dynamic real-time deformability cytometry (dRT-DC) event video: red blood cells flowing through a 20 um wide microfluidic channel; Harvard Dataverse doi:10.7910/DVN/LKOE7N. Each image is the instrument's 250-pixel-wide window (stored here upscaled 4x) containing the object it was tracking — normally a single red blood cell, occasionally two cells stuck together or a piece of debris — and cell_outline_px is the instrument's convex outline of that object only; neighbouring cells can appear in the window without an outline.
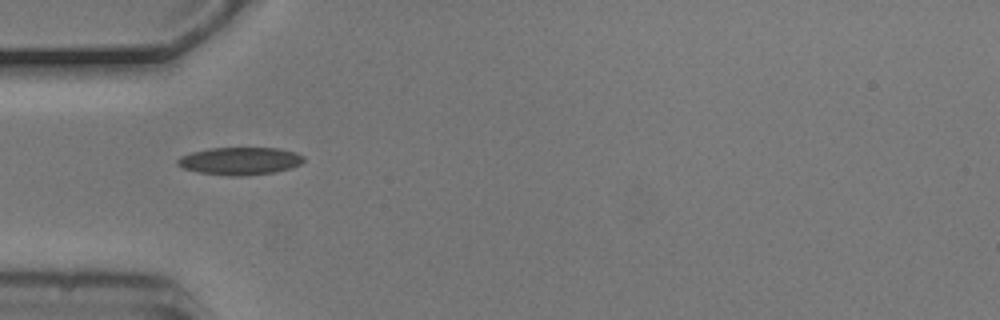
{"species": "common noctule bat (a hibernating species)", "species_latin": "Nyctalus noctula", "temperature_condition": "cold", "stored_images_in_passage": 7, "camera_frame_rate_fps": 3000, "um_per_image_px": 0.085, "animal": {"sex": "male", "body_mass_g": 20.5, "forearm_length_mm": 52.5}, "frame": {"image": 1, "passage_image": 1, "time_ms": 0.0, "image_size_px": [1000, 320], "cell_outline_px": [[304, 160], [300, 164], [292, 168], [276, 172], [240, 176], [232, 176], [200, 172], [184, 168], [176, 164], [176, 160], [180, 156], [192, 152], [208, 148], [280, 148], [296, 152], [304, 156]], "centroid_in_image_um": [20.42, 13.67], "position_along_channel_um": 64.6, "area_um2": 20.35}}